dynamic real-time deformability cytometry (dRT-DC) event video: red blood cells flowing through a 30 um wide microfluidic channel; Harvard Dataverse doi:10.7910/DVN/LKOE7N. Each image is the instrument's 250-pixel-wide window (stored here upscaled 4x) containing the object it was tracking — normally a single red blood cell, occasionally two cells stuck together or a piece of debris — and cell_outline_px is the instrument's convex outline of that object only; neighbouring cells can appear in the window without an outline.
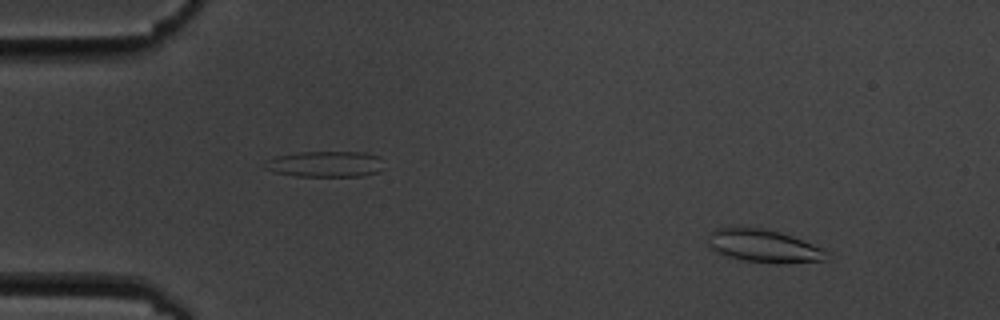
{"species": "common noctule bat (a hibernating species)", "species_latin": "Nyctalus noctula", "temperature_condition": "cold", "stored_images_in_passage": 4, "camera_frame_rate_fps": 3000, "um_per_image_px": 0.085, "animal": {"sex": "male", "body_mass_g": 19.5, "forearm_length_mm": 54.6}, "frame": {"image": 1, "passage_image": 1, "time_ms": 0.0, "image_size_px": [1000, 320], "cell_outline_px": [[828, 260], [780, 264], [776, 264], [744, 260], [728, 256], [716, 252], [708, 244], [708, 236], [716, 228], [760, 228], [792, 236], [812, 244], [828, 252]], "centroid_in_image_um": [64.94, 20.93], "position_along_channel_um": 20.1, "area_um2": 22.37}}